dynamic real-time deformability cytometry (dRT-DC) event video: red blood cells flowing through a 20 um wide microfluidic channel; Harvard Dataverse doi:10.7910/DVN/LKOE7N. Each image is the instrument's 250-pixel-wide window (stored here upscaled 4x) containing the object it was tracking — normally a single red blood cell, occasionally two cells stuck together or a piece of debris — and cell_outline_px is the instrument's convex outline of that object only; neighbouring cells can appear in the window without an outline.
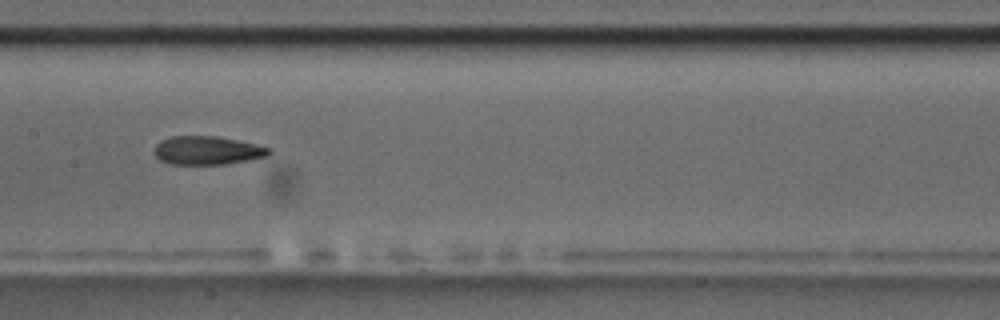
{"species": "common noctule bat (a hibernating species)", "species_latin": "Nyctalus noctula", "temperature_condition": "room temperature", "stored_images_in_passage": 14, "camera_frame_rate_fps": 3000, "um_per_image_px": 0.085, "animal": {"sex": "male", "body_mass_g": 17.5, "forearm_length_mm": 52.3}, "frame": {"image": 1, "passage_image": 7, "time_ms": 7.667, "image_size_px": [1000, 320], "cell_outline_px": [[272, 152], [268, 156], [228, 164], [172, 164], [160, 160], [156, 156], [156, 144], [160, 140], [172, 136], [216, 136], [256, 144], [272, 148]], "centroid_in_image_um": [17.66, 12.78], "position_along_channel_um": 189.7, "area_um2": 19.02}}
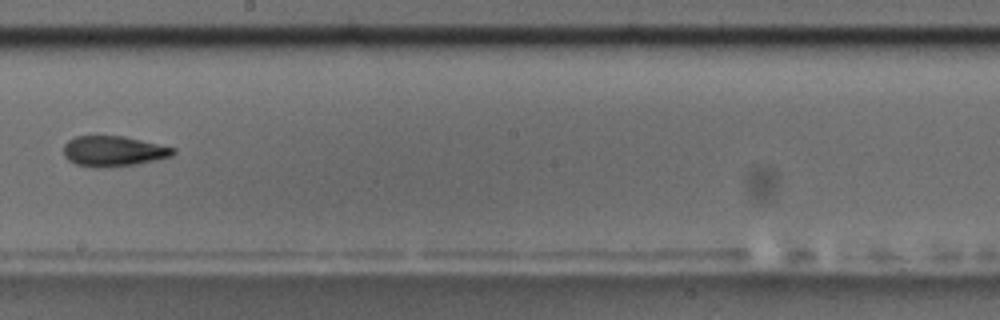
{"frame": {"image": 2, "passage_image": 8, "time_ms": 9.0, "image_size_px": [1000, 320], "cell_outline_px": [[176, 152], [172, 156], [156, 160], [136, 164], [96, 168], [76, 164], [68, 160], [64, 156], [64, 144], [68, 140], [76, 136], [124, 136], [176, 148]], "centroid_in_image_um": [9.64, 12.85], "position_along_channel_um": 238.6, "area_um2": 19.42}, "authors_computed_cell_mechanics": {"area_um2": 19.8543, "velocity_mm_per_s": 3.6726, "shape_relaxation_time_tau1_ms": null, "shape_relaxation_time_tau2_ms": 4.2975, "deformation_change_tau1": null, "deformation_change_tau2": 0.1306}}